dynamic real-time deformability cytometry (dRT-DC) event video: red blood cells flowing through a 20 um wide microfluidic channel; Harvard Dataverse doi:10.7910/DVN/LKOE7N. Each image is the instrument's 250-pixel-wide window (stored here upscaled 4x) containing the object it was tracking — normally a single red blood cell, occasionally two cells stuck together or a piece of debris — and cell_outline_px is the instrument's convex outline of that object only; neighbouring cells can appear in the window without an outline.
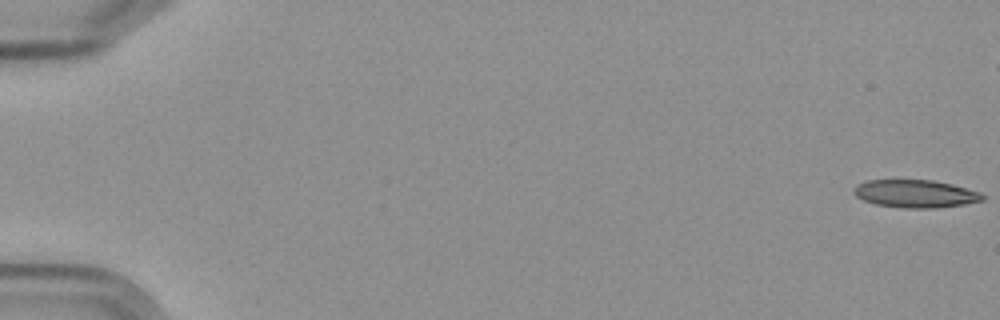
{"species": "Egyptian fruit bat (a non-hibernating species)", "species_latin": "Rousettus aegyptiacus", "temperature_condition": "cold", "stored_images_in_passage": 6, "camera_frame_rate_fps": 3000, "um_per_image_px": 0.085, "frame": {"image": 1, "passage_image": 1, "time_ms": 0.0, "image_size_px": [1000, 320], "cell_outline_px": [[984, 200], [964, 204], [936, 208], [904, 208], [876, 204], [864, 200], [856, 196], [852, 192], [852, 188], [856, 184], [868, 180], [932, 180], [952, 184], [980, 192], [984, 196]], "centroid_in_image_um": [77.78, 16.46], "position_along_channel_um": 7.2, "area_um2": 20.87}}